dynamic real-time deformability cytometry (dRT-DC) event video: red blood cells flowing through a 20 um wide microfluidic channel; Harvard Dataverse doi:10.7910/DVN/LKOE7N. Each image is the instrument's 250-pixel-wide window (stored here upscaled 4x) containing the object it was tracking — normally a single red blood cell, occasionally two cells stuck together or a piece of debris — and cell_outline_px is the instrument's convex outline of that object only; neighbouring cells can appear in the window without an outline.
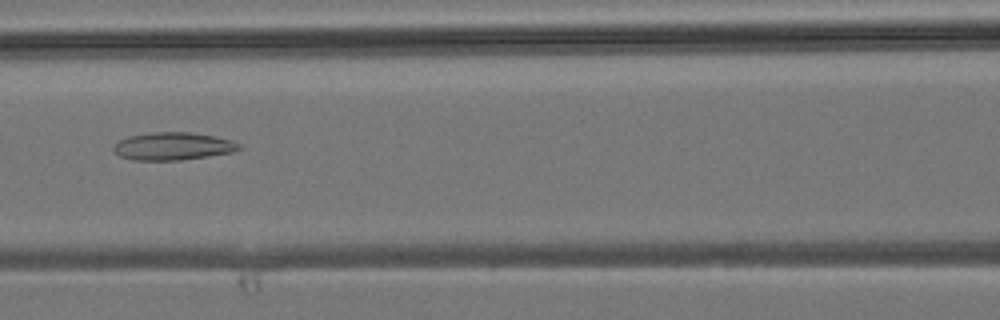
{"species": "common noctule bat (a hibernating species)", "species_latin": "Nyctalus noctula", "temperature_condition": "room temperature", "stored_images_in_passage": 43, "camera_frame_rate_fps": 3000, "um_per_image_px": 0.085, "animal": {"sex": "male", "body_mass_g": 19.2, "forearm_length_mm": 51.8}, "frame": {"image": 1, "passage_image": 19, "time_ms": 6.0, "image_size_px": [1000, 320], "cell_outline_px": [[244, 148], [232, 152], [208, 156], [180, 160], [132, 160], [120, 156], [112, 148], [112, 144], [128, 136], [156, 132], [192, 132], [216, 136], [232, 140], [240, 144]], "centroid_in_image_um": [14.72, 12.42], "position_along_channel_um": 151.9, "area_um2": 20.4}}
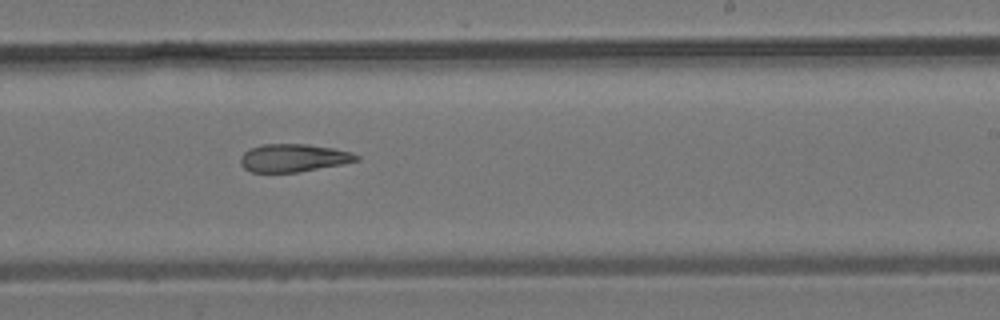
{"frame": {"image": 2, "passage_image": 26, "time_ms": 8.333, "image_size_px": [1000, 320], "cell_outline_px": [[360, 160], [340, 164], [296, 172], [252, 172], [244, 168], [240, 164], [240, 156], [248, 148], [260, 144], [308, 144], [332, 148], [352, 152], [360, 156]], "centroid_in_image_um": [24.9, 13.41], "position_along_channel_um": 264.1, "area_um2": 18.84}}
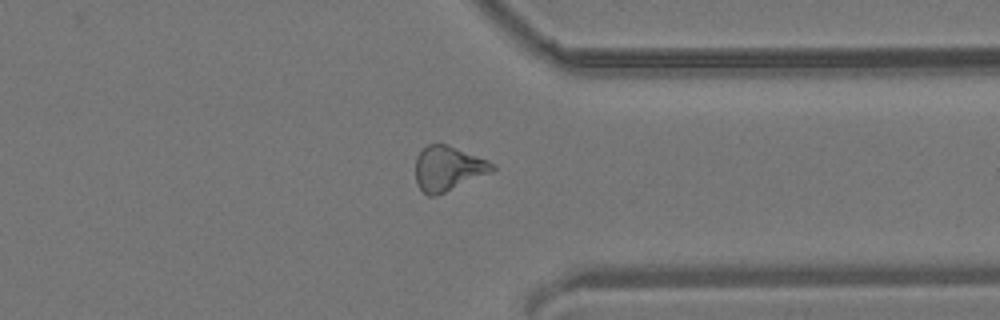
{"frame": {"image": 3, "passage_image": 33, "time_ms": 10.667, "image_size_px": [1000, 320], "cell_outline_px": [[496, 168], [492, 172], [436, 196], [428, 196], [416, 184], [416, 156], [428, 144], [448, 144], [488, 160], [496, 164]], "centroid_in_image_um": [38.1, 14.32], "position_along_channel_um": 373.3, "area_um2": 20.06}}